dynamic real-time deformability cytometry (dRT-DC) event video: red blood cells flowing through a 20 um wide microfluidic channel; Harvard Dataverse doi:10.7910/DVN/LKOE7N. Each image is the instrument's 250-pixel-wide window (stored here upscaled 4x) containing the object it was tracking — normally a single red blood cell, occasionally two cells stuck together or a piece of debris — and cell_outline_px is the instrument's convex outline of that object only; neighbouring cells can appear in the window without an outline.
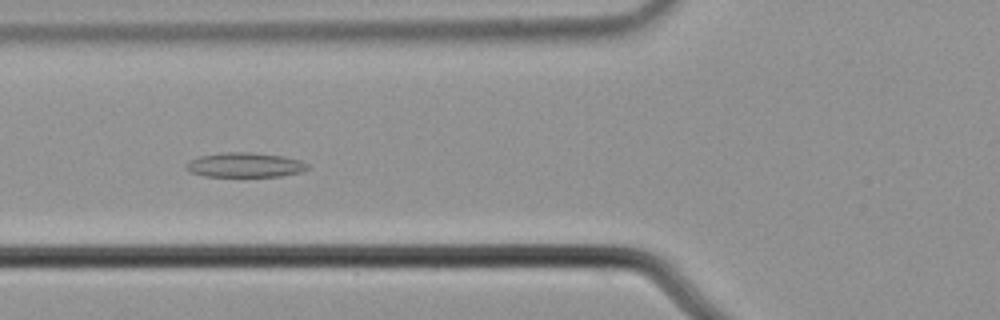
{"species": "common noctule bat (a hibernating species)", "species_latin": "Nyctalus noctula", "temperature_condition": "cold", "stored_images_in_passage": 9, "camera_frame_rate_fps": 3000, "um_per_image_px": 0.085, "animal": {"sex": "male", "body_mass_g": 21.5, "forearm_length_mm": 52.0}, "frame": {"image": 1, "passage_image": 6, "time_ms": 1.667, "image_size_px": [1000, 320], "cell_outline_px": [[308, 168], [304, 172], [280, 176], [204, 176], [188, 172], [184, 168], [192, 160], [200, 156], [220, 152], [248, 152], [284, 156], [300, 160], [308, 164]], "centroid_in_image_um": [20.83, 14.02], "position_along_channel_um": 105.0, "area_um2": 17.46}}
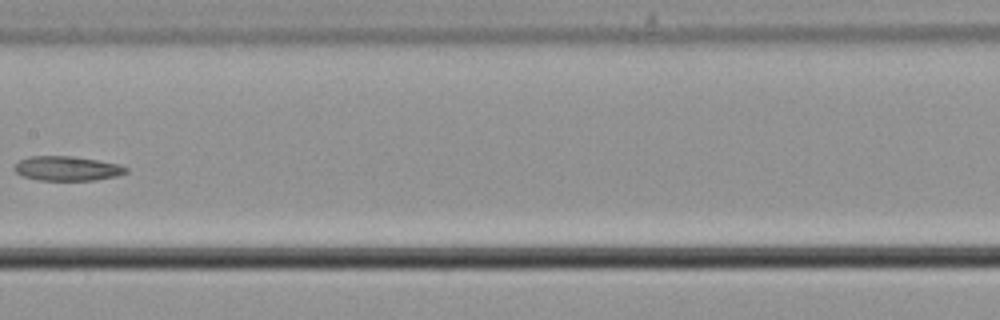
{"frame": {"image": 2, "passage_image": 8, "time_ms": 2.333, "image_size_px": [1000, 320], "cell_outline_px": [[128, 172], [116, 176], [96, 180], [40, 180], [20, 176], [12, 168], [20, 160], [28, 156], [72, 156], [120, 164], [128, 168]], "centroid_in_image_um": [5.69, 14.32], "position_along_channel_um": 201.7, "area_um2": 16.01}}
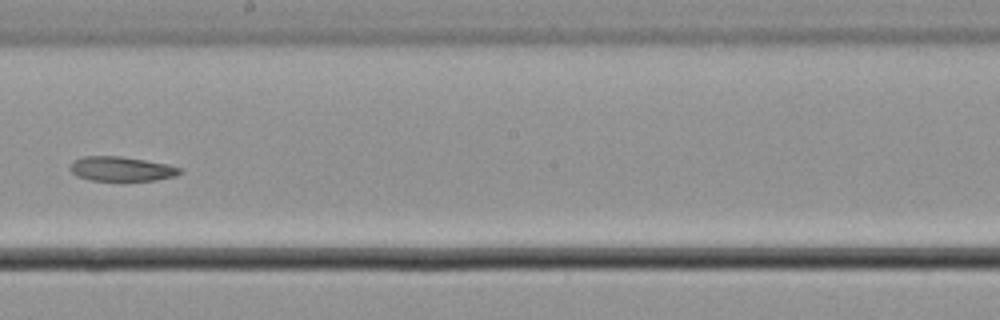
{"frame": {"image": 3, "passage_image": 9, "time_ms": 2.667, "image_size_px": [1000, 320], "cell_outline_px": [[180, 172], [176, 176], [156, 180], [92, 180], [76, 176], [68, 168], [72, 160], [84, 156], [120, 156], [168, 164], [180, 168]], "centroid_in_image_um": [10.27, 14.35], "position_along_channel_um": 237.9, "area_um2": 15.61}}